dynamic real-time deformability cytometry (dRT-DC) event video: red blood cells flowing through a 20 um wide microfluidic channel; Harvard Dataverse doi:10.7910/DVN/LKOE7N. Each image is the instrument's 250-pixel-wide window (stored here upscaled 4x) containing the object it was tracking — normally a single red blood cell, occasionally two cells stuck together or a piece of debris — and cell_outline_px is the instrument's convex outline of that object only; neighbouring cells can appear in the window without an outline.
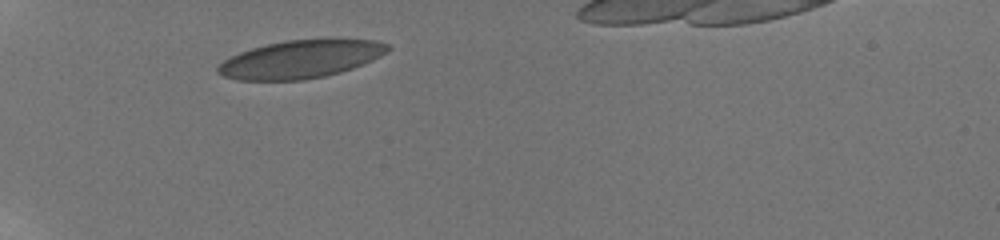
{"species": "human", "species_latin": "Homo sapiens", "temperature_condition": "room temperature", "stored_images_in_passage": 21, "camera_frame_rate_fps": 3000, "um_per_image_px": 0.085, "donor": {"sex": "male"}, "frame": {"image": 1, "passage_image": 1, "time_ms": 0.0, "image_size_px": [1000, 240], "cell_outline_px": [[392, 48], [388, 52], [364, 64], [340, 72], [324, 76], [304, 80], [236, 80], [224, 76], [216, 72], [216, 68], [224, 60], [240, 52], [252, 48], [284, 40], [328, 36], [340, 36], [376, 40], [388, 44]], "centroid_in_image_um": [25.65, 4.98], "position_along_channel_um": 59.3, "area_um2": 38.73}}
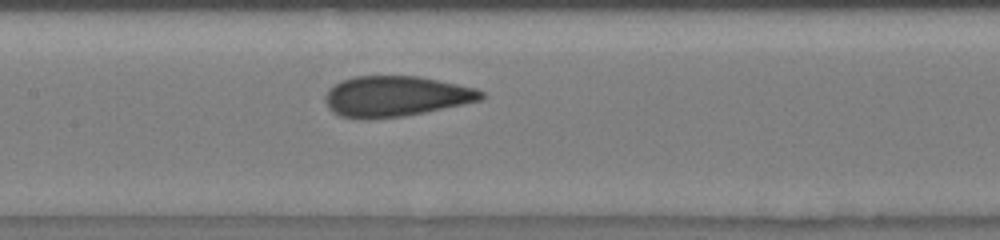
{"frame": {"image": 2, "passage_image": 8, "time_ms": 3.667, "image_size_px": [1000, 240], "cell_outline_px": [[484, 96], [480, 100], [424, 112], [404, 116], [340, 116], [332, 112], [328, 108], [324, 100], [324, 96], [328, 88], [340, 80], [356, 76], [420, 76], [476, 88], [484, 92]], "centroid_in_image_um": [33.62, 8.14], "position_along_channel_um": 173.8, "area_um2": 36.13}}
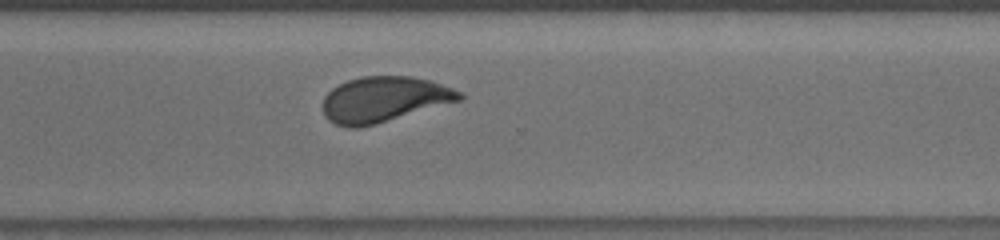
{"frame": {"image": 3, "passage_image": 17, "time_ms": 8.0, "image_size_px": [1000, 240], "cell_outline_px": [[464, 96], [460, 100], [376, 124], [356, 128], [348, 128], [336, 124], [328, 120], [324, 116], [324, 96], [332, 88], [348, 80], [360, 76], [412, 76], [428, 80], [464, 92]], "centroid_in_image_um": [32.62, 8.44], "position_along_channel_um": 338.0, "area_um2": 36.07}, "authors_computed_cell_mechanics": {"area_um2": 36.7608, "velocity_mm_per_s": 3.793, "shape_relaxation_time_tau1_ms": 6.7321, "shape_relaxation_time_tau2_ms": null, "deformation_change_tau1": 0.1655, "deformation_change_tau2": null}}